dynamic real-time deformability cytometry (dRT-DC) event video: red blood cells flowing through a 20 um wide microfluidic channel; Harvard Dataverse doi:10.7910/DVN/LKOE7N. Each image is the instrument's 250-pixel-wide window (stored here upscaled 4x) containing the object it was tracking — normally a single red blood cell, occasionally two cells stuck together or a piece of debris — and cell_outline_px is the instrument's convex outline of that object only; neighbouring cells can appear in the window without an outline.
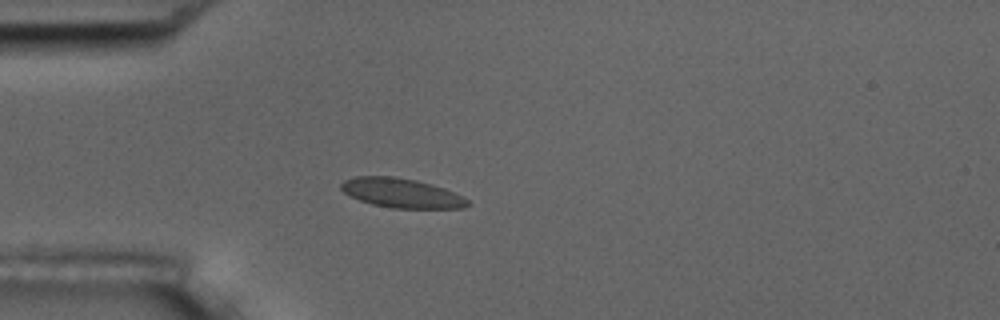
{"species": "common noctule bat (a hibernating species)", "species_latin": "Nyctalus noctula", "temperature_condition": "room temperature", "stored_images_in_passage": 10, "camera_frame_rate_fps": 3000, "um_per_image_px": 0.085, "animal": {"sex": "male", "body_mass_g": 17.5, "forearm_length_mm": 52.3}, "frame": {"image": 1, "passage_image": 5, "time_ms": 4.667, "image_size_px": [1000, 320], "cell_outline_px": [[472, 204], [464, 208], [392, 208], [372, 204], [360, 200], [344, 192], [340, 188], [340, 184], [344, 180], [356, 176], [392, 176], [416, 180], [432, 184], [444, 188], [468, 200]], "centroid_in_image_um": [34.12, 16.4], "position_along_channel_um": 50.9, "area_um2": 21.56}}
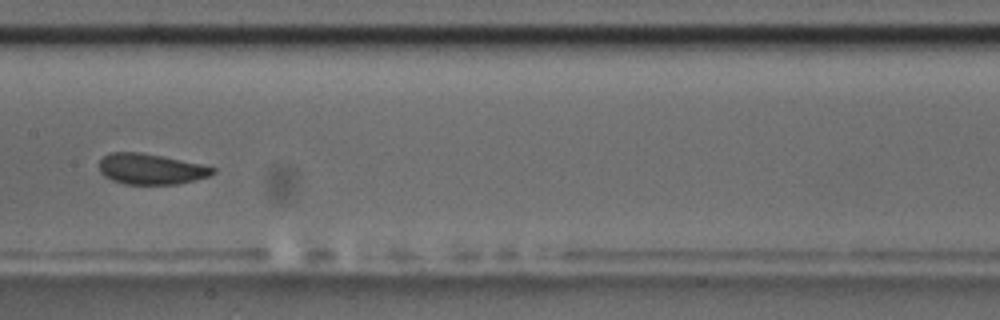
{"frame": {"image": 2, "passage_image": 9, "time_ms": 9.0, "image_size_px": [1000, 320], "cell_outline_px": [[216, 172], [208, 176], [196, 180], [180, 184], [124, 184], [112, 180], [104, 176], [100, 172], [100, 160], [108, 152], [140, 152], [200, 164], [216, 168]], "centroid_in_image_um": [12.81, 14.37], "position_along_channel_um": 194.6, "area_um2": 20.23}}
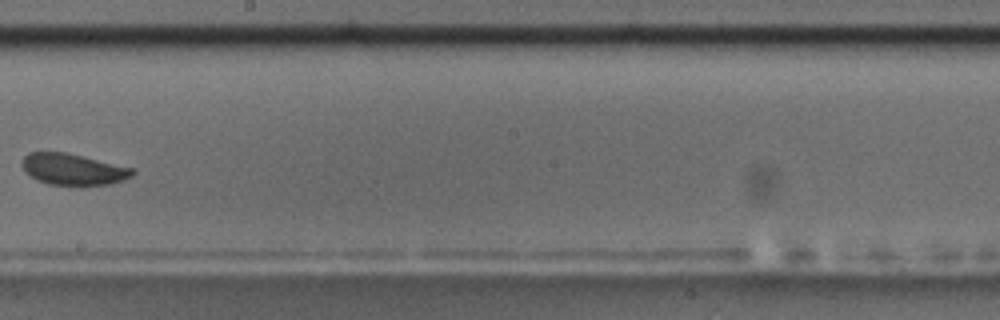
{"frame": {"image": 3, "passage_image": 10, "time_ms": 10.333, "image_size_px": [1000, 320], "cell_outline_px": [[136, 172], [132, 176], [124, 180], [108, 184], [48, 184], [36, 180], [20, 164], [20, 160], [28, 152], [64, 152], [136, 168]], "centroid_in_image_um": [6.23, 14.37], "position_along_channel_um": 242.0, "area_um2": 20.0}}